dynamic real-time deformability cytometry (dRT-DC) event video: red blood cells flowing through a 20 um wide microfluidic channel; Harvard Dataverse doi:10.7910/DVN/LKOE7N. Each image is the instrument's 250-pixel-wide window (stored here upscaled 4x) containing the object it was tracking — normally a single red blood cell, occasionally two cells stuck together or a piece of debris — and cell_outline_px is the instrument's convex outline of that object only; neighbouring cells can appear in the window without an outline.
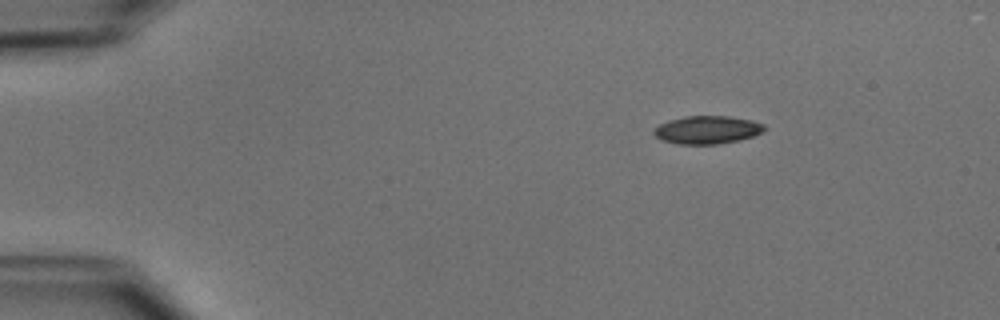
{"species": "common noctule bat (a hibernating species)", "species_latin": "Nyctalus noctula", "temperature_condition": "cold", "stored_images_in_passage": 44, "camera_frame_rate_fps": 3000, "um_per_image_px": 0.085, "animal": {"sex": "male", "body_mass_g": 15.6}, "frame": {"image": 1, "passage_image": 1, "time_ms": 0.0, "image_size_px": [1000, 320], "cell_outline_px": [[764, 128], [760, 132], [752, 136], [740, 140], [720, 144], [680, 144], [660, 140], [652, 132], [660, 124], [668, 120], [684, 116], [728, 116], [752, 120], [764, 124]], "centroid_in_image_um": [60.09, 11.03], "position_along_channel_um": 24.9, "area_um2": 17.98}}
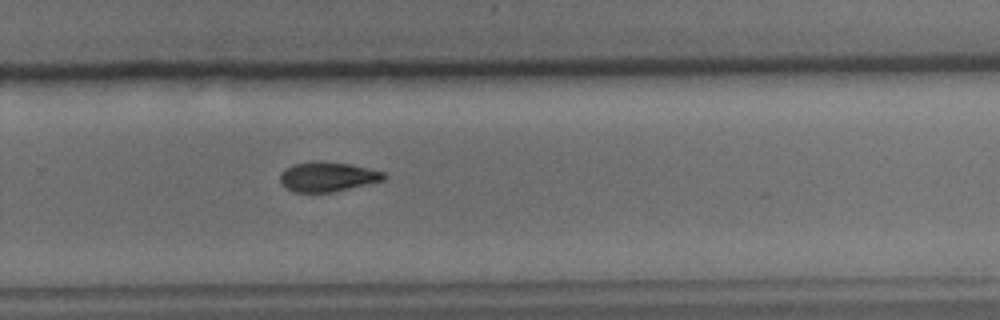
{"frame": {"image": 2, "passage_image": 28, "time_ms": 9.0, "image_size_px": [1000, 320], "cell_outline_px": [[388, 176], [384, 180], [332, 192], [292, 192], [280, 180], [280, 172], [284, 168], [292, 164], [348, 164], [384, 172]], "centroid_in_image_um": [27.85, 15.07], "position_along_channel_um": 302.0, "area_um2": 17.05}}
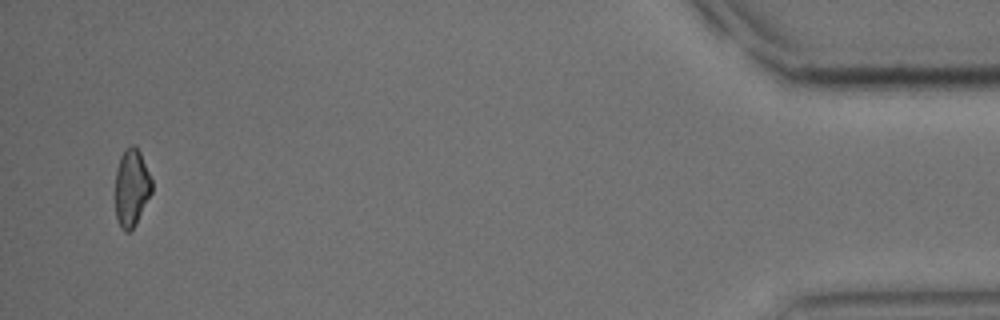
{"frame": {"image": 3, "passage_image": 43, "time_ms": 14.0, "image_size_px": [1000, 320], "cell_outline_px": [[152, 192], [136, 224], [128, 232], [124, 232], [120, 228], [116, 216], [116, 168], [120, 156], [124, 148], [132, 144], [136, 144], [140, 152], [152, 180]], "centroid_in_image_um": [11.18, 15.93], "position_along_channel_um": 424.0, "area_um2": 16.65}, "authors_computed_cell_mechanics": {"area_um2": 18.4093, "velocity_mm_per_s": 3.9363, "shape_relaxation_time_tau1_ms": 3.38, "shape_relaxation_time_tau2_ms": null, "deformation_change_tau1": 0.1349, "deformation_change_tau2": null}}